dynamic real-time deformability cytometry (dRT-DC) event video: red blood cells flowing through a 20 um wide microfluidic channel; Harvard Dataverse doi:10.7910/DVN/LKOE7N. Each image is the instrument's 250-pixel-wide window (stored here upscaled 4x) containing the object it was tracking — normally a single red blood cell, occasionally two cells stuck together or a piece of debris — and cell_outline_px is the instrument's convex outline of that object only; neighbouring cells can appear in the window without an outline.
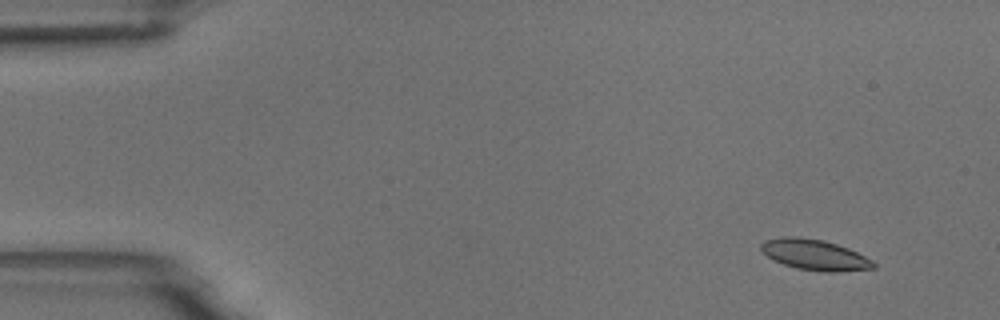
{"species": "common noctule bat (a hibernating species)", "species_latin": "Nyctalus noctula", "temperature_condition": "room temperature", "stored_images_in_passage": 5, "camera_frame_rate_fps": 3000, "um_per_image_px": 0.085, "animal": {"sex": "male", "body_mass_g": 18.8}, "frame": {"image": 1, "passage_image": 2, "time_ms": 1.333, "image_size_px": [1000, 320], "cell_outline_px": [[876, 268], [836, 272], [824, 272], [796, 268], [772, 260], [760, 248], [760, 244], [764, 240], [780, 236], [796, 236], [824, 240], [848, 248], [872, 260], [876, 264]], "centroid_in_image_um": [69.23, 21.65], "position_along_channel_um": 15.8, "area_um2": 20.17}}
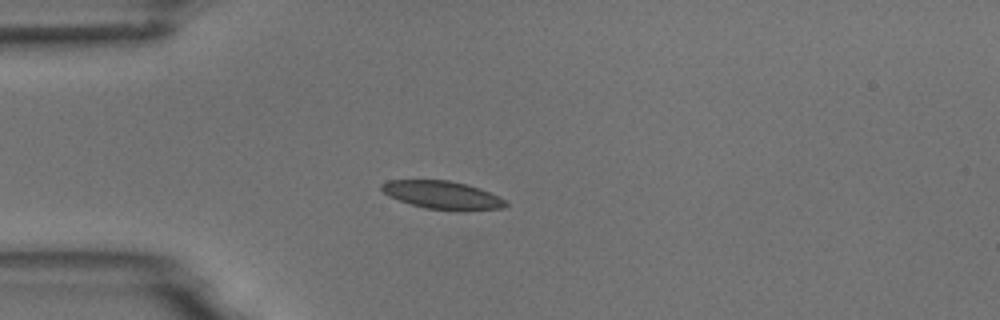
{"frame": {"image": 2, "passage_image": 5, "time_ms": 4.667, "image_size_px": [1000, 320], "cell_outline_px": [[508, 204], [504, 208], [464, 212], [456, 212], [424, 208], [388, 196], [380, 188], [380, 184], [388, 180], [448, 180], [480, 188], [504, 200]], "centroid_in_image_um": [37.61, 16.6], "position_along_channel_um": 47.4, "area_um2": 20.52}}